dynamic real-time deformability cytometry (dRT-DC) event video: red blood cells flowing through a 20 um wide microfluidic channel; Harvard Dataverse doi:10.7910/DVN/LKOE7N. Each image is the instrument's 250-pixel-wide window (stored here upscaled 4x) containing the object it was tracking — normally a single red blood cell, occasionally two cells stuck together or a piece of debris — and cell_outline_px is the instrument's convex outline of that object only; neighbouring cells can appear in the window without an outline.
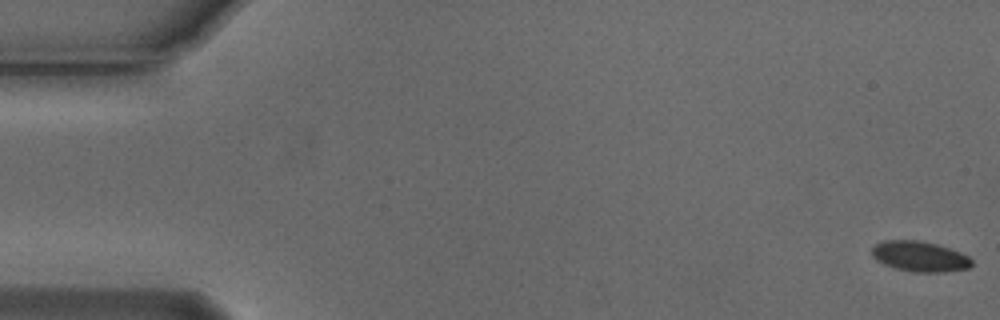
{"species": "Egyptian fruit bat (a non-hibernating species)", "species_latin": "Rousettus aegyptiacus", "temperature_condition": "cold", "stored_images_in_passage": 55, "camera_frame_rate_fps": 3000, "um_per_image_px": 0.085, "animal": {"sex": "male"}, "frame": {"image": 1, "passage_image": 1, "time_ms": 0.0, "image_size_px": [1000, 320], "cell_outline_px": [[972, 264], [968, 268], [944, 272], [916, 272], [896, 268], [884, 264], [876, 260], [872, 256], [872, 248], [876, 244], [884, 240], [916, 240], [936, 244], [960, 252], [968, 256], [972, 260]], "centroid_in_image_um": [78.17, 21.79], "position_along_channel_um": 6.8, "area_um2": 17.51}}
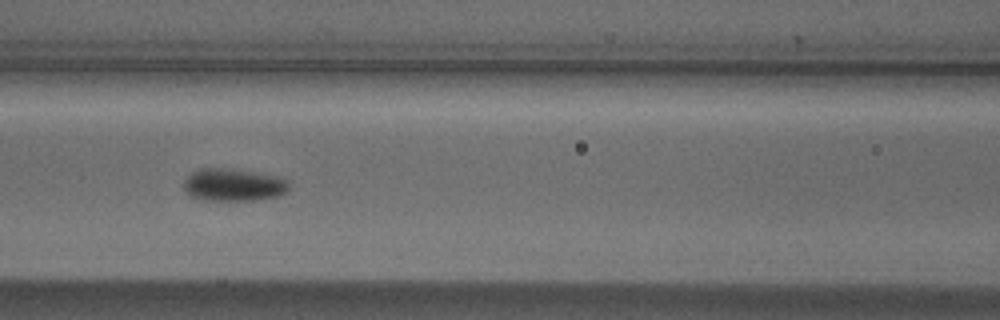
{"frame": {"image": 2, "passage_image": 24, "time_ms": 7.667, "image_size_px": [1000, 320], "cell_outline_px": [[288, 188], [284, 192], [276, 196], [256, 200], [200, 200], [188, 196], [184, 188], [184, 180], [192, 172], [200, 168], [232, 168], [280, 176], [288, 180]], "centroid_in_image_um": [19.81, 15.7], "position_along_channel_um": 146.8, "area_um2": 20.17}}
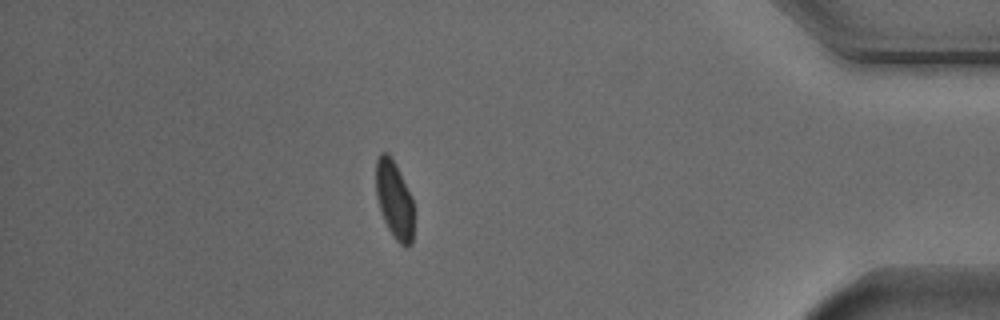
{"frame": {"image": 3, "passage_image": 48, "time_ms": 15.667, "image_size_px": [1000, 320], "cell_outline_px": [[412, 244], [400, 244], [396, 240], [388, 228], [384, 220], [376, 196], [376, 160], [380, 152], [388, 152], [392, 156], [412, 196]], "centroid_in_image_um": [33.49, 16.89], "position_along_channel_um": 401.7, "area_um2": 16.99}, "authors_computed_cell_mechanics": {"area_um2": 18.3804, "velocity_mm_per_s": 3.7393, "shape_relaxation_time_tau1_ms": 4.0445, "shape_relaxation_time_tau2_ms": null, "deformation_change_tau1": 0.1002, "deformation_change_tau2": null}}